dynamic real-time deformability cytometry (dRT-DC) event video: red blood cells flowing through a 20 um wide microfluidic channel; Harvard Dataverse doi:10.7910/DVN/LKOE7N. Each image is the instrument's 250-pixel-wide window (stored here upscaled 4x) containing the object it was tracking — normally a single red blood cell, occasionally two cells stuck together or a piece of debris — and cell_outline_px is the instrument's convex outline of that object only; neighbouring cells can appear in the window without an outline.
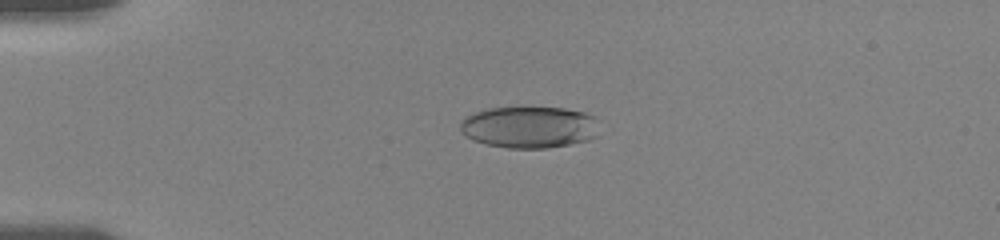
{"species": "human", "species_latin": "Homo sapiens", "temperature_condition": "room temperature", "stored_images_in_passage": 23, "camera_frame_rate_fps": 3000, "um_per_image_px": 0.085, "donor": {"sex": "female"}, "frame": {"image": 1, "passage_image": 9, "time_ms": 4.333, "image_size_px": [1000, 240], "cell_outline_px": [[604, 128], [596, 136], [588, 140], [548, 148], [508, 148], [488, 144], [472, 140], [460, 132], [460, 120], [464, 116], [488, 108], [564, 108], [584, 112], [596, 116], [604, 124]], "centroid_in_image_um": [45.07, 10.8], "position_along_channel_um": 39.9, "area_um2": 34.45}}
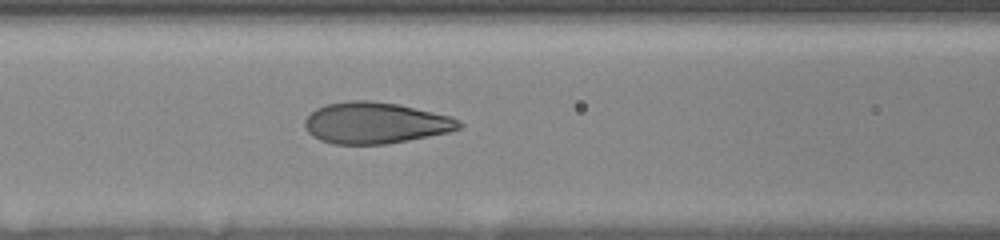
{"frame": {"image": 2, "passage_image": 17, "time_ms": 8.0, "image_size_px": [1000, 240], "cell_outline_px": [[464, 124], [460, 128], [452, 132], [388, 144], [332, 144], [320, 140], [312, 136], [304, 128], [304, 120], [316, 108], [324, 104], [348, 100], [368, 100], [396, 104], [452, 116]], "centroid_in_image_um": [31.9, 10.45], "position_along_channel_um": 134.7, "area_um2": 37.45}}
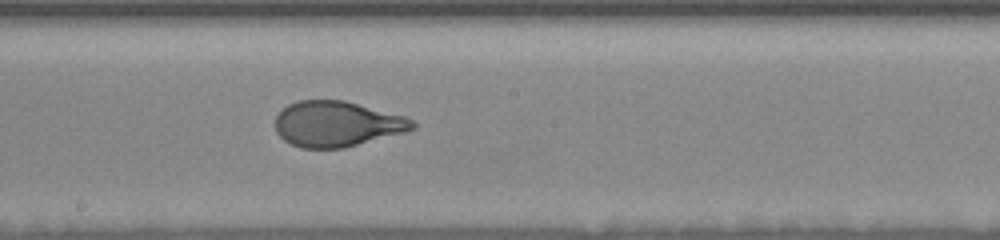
{"frame": {"image": 3, "passage_image": 23, "time_ms": 10.333, "image_size_px": [1000, 240], "cell_outline_px": [[416, 128], [404, 132], [344, 148], [300, 148], [284, 140], [276, 132], [276, 116], [288, 104], [300, 100], [344, 100], [404, 116], [412, 120], [416, 124]], "centroid_in_image_um": [28.63, 10.54], "position_along_channel_um": 219.6, "area_um2": 36.18}}